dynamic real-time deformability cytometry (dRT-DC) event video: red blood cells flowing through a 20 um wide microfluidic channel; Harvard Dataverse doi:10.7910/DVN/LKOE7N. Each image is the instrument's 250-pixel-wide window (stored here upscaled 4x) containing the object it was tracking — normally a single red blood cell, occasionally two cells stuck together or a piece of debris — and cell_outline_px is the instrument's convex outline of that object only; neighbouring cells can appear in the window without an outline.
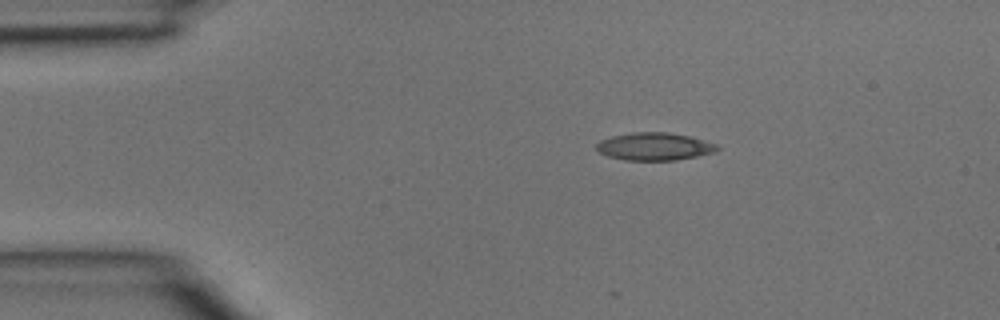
{"species": "common noctule bat (a hibernating species)", "species_latin": "Nyctalus noctula", "temperature_condition": "room temperature", "stored_images_in_passage": 2, "camera_frame_rate_fps": 3000, "um_per_image_px": 0.085, "animal": {"sex": "male", "body_mass_g": 15.6}, "frame": {"image": 1, "passage_image": 1, "time_ms": 0.0, "image_size_px": [1000, 320], "cell_outline_px": [[720, 148], [712, 152], [696, 156], [676, 160], [624, 160], [608, 156], [600, 152], [596, 148], [596, 144], [600, 140], [612, 136], [632, 132], [668, 132], [692, 136], [720, 144]], "centroid_in_image_um": [55.66, 12.44], "position_along_channel_um": 29.3, "area_um2": 19.59}}